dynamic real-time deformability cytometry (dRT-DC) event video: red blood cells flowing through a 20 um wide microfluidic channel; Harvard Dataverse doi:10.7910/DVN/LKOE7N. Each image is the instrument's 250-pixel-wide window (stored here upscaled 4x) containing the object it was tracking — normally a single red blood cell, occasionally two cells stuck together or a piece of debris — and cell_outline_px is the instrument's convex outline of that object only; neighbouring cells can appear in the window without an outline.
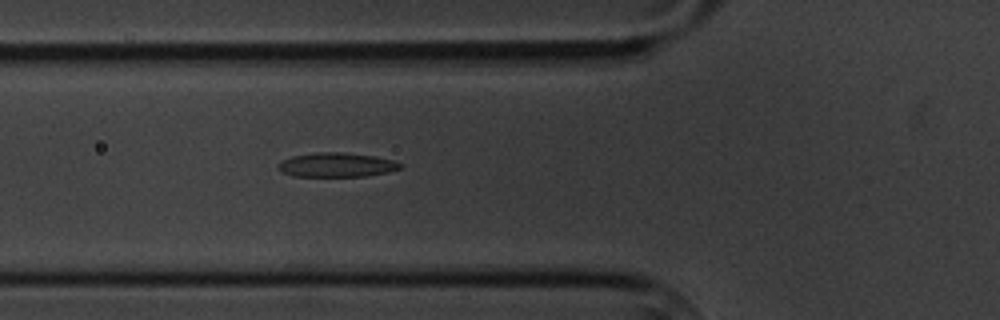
{"species": "common noctule bat (a hibernating species)", "species_latin": "Nyctalus noctula", "temperature_condition": "cold", "stored_images_in_passage": 3, "camera_frame_rate_fps": 3000, "um_per_image_px": 0.085, "animal": {"sex": "male", "body_mass_g": 20.1, "forearm_length_mm": 53.5}, "frame": {"image": 1, "passage_image": 3, "time_ms": 2.333, "image_size_px": [1000, 320], "cell_outline_px": [[404, 164], [400, 168], [388, 172], [364, 176], [292, 176], [280, 172], [276, 168], [276, 164], [280, 160], [292, 156], [316, 152], [344, 152], [376, 156], [392, 160]], "centroid_in_image_um": [28.55, 14.01], "position_along_channel_um": 97.3, "area_um2": 17.51}}